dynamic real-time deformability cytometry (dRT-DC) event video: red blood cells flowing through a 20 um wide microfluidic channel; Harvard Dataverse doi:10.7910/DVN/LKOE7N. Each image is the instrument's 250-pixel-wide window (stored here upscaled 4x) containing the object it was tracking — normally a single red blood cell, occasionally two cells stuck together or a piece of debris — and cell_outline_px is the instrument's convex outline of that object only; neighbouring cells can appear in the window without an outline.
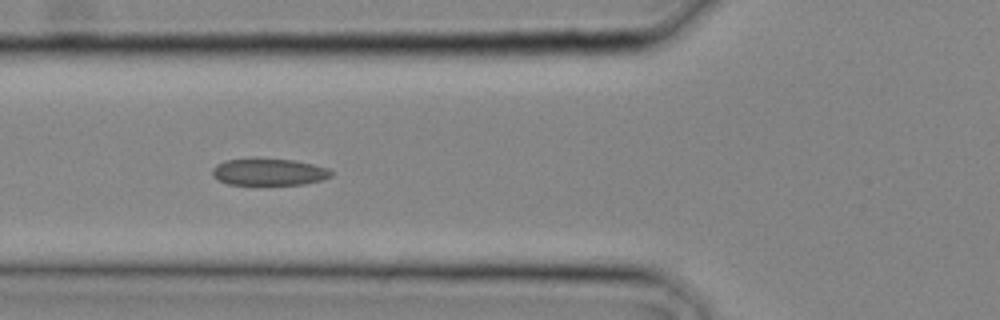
{"species": "common noctule bat (a hibernating species)", "species_latin": "Nyctalus noctula", "temperature_condition": "cold", "stored_images_in_passage": 18, "camera_frame_rate_fps": 3000, "um_per_image_px": 0.085, "animal": {"sex": "male", "body_mass_g": 20.4}, "frame": {"image": 1, "passage_image": 11, "time_ms": 3.333, "image_size_px": [1000, 320], "cell_outline_px": [[332, 176], [320, 180], [304, 184], [228, 184], [212, 176], [212, 168], [216, 164], [224, 160], [252, 156], [256, 156], [296, 160], [328, 168], [332, 172]], "centroid_in_image_um": [22.81, 14.56], "position_along_channel_um": 103.0, "area_um2": 19.19}}
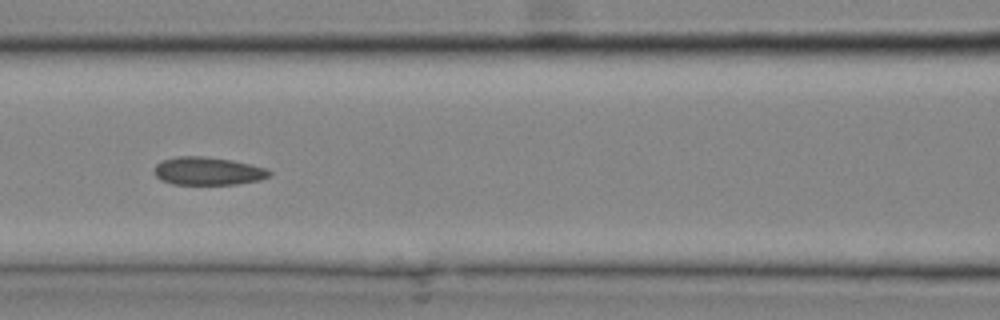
{"frame": {"image": 2, "passage_image": 13, "time_ms": 4.0, "image_size_px": [1000, 320], "cell_outline_px": [[272, 172], [268, 176], [260, 180], [236, 184], [172, 184], [160, 180], [152, 172], [156, 164], [160, 160], [176, 156], [204, 156], [232, 160], [252, 164], [268, 168]], "centroid_in_image_um": [17.64, 14.53], "position_along_channel_um": 149.0, "area_um2": 19.07}}